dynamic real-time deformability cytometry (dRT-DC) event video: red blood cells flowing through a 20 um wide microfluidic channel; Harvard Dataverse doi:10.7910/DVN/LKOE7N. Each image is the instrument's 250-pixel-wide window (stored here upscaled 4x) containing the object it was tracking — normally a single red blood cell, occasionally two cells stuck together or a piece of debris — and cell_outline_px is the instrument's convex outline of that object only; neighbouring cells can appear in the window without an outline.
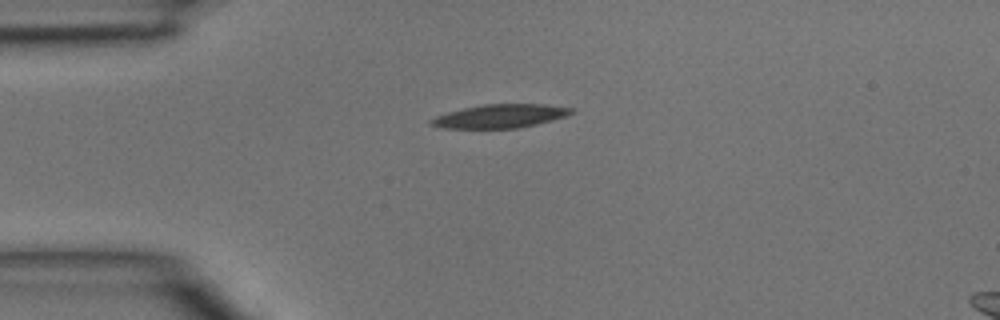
{"species": "common noctule bat (a hibernating species)", "species_latin": "Nyctalus noctula", "temperature_condition": "room temperature", "stored_images_in_passage": 1, "camera_frame_rate_fps": 3000, "um_per_image_px": 0.085, "animal": {"sex": "male", "body_mass_g": 15.6}, "frame": {"image": 1, "passage_image": 1, "time_ms": 0.0, "image_size_px": [1000, 320], "cell_outline_px": [[576, 112], [552, 120], [520, 128], [440, 128], [428, 124], [428, 120], [436, 116], [448, 112], [464, 108], [484, 104], [548, 104], [572, 108]], "centroid_in_image_um": [42.5, 9.87], "position_along_channel_um": 42.5, "area_um2": 19.31}}